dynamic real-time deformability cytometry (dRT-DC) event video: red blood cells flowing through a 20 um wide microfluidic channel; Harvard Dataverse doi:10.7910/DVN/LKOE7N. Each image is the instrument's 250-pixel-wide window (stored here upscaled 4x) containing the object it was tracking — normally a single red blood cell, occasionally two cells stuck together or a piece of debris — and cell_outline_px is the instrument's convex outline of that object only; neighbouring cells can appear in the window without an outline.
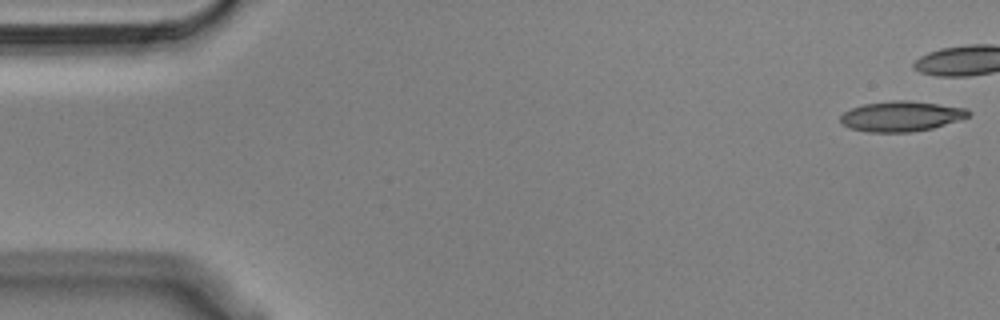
{"species": "Egyptian fruit bat (a non-hibernating species)", "species_latin": "Rousettus aegyptiacus", "temperature_condition": "cold", "stored_images_in_passage": 42, "camera_frame_rate_fps": 3000, "um_per_image_px": 0.085, "animal": {"sex": "male"}, "frame": {"image": 1, "passage_image": 1, "time_ms": 0.0, "image_size_px": [1000, 320], "cell_outline_px": [[972, 112], [968, 116], [932, 128], [912, 132], [868, 132], [848, 128], [840, 120], [840, 116], [844, 112], [852, 108], [864, 104], [892, 100], [908, 100], [968, 108]], "centroid_in_image_um": [76.58, 9.88], "position_along_channel_um": 8.4, "area_um2": 22.43}}
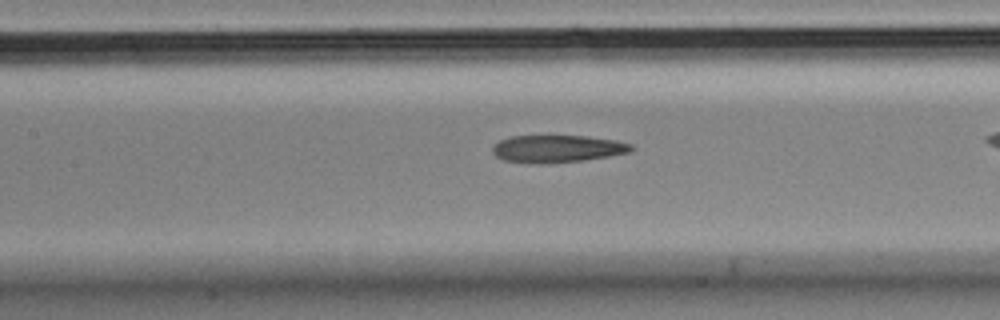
{"frame": {"image": 2, "passage_image": 24, "time_ms": 7.667, "image_size_px": [1000, 320], "cell_outline_px": [[632, 152], [584, 160], [548, 164], [532, 164], [504, 160], [496, 156], [492, 152], [492, 148], [500, 140], [512, 136], [548, 132], [588, 136], [616, 140], [632, 144]], "centroid_in_image_um": [47.34, 12.6], "position_along_channel_um": 160.1, "area_um2": 23.35}}
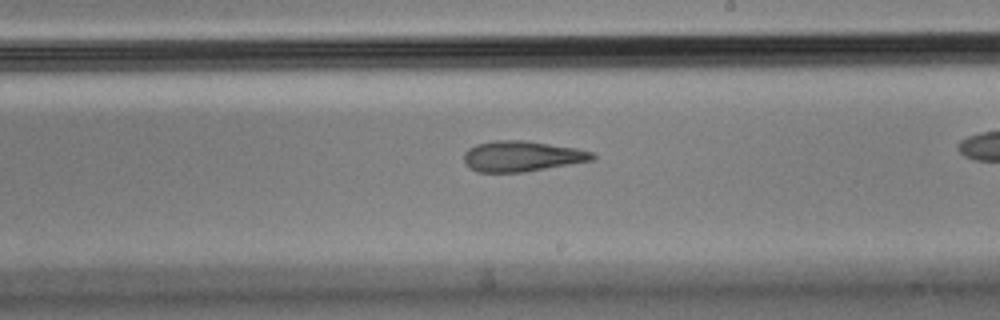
{"frame": {"image": 3, "passage_image": 31, "time_ms": 10.0, "image_size_px": [1000, 320], "cell_outline_px": [[596, 156], [592, 160], [524, 172], [476, 172], [468, 168], [464, 164], [464, 152], [468, 148], [476, 144], [492, 140], [524, 140], [576, 148], [592, 152]], "centroid_in_image_um": [44.29, 13.28], "position_along_channel_um": 244.7, "area_um2": 22.95}}